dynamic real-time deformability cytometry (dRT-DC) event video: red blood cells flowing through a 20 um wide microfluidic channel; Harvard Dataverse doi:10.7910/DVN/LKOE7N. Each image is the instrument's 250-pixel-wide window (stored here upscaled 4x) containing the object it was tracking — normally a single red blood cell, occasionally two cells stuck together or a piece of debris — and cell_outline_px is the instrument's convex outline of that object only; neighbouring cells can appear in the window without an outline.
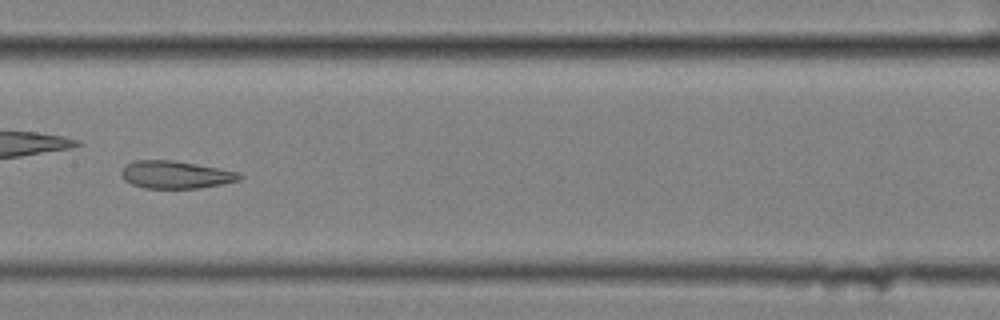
{"species": "common noctule bat (a hibernating species)", "species_latin": "Nyctalus noctula", "temperature_condition": "cold", "stored_images_in_passage": 48, "camera_frame_rate_fps": 3000, "um_per_image_px": 0.085, "animal": {"sex": "female", "body_mass_g": 25.1}, "frame": {"image": 1, "passage_image": 28, "time_ms": 9.0, "image_size_px": [1000, 320], "cell_outline_px": [[244, 176], [240, 180], [224, 184], [200, 188], [144, 188], [132, 184], [124, 180], [120, 176], [120, 172], [128, 164], [136, 160], [172, 160], [196, 164], [240, 172]], "centroid_in_image_um": [14.96, 14.86], "position_along_channel_um": 192.4, "area_um2": 19.07}}
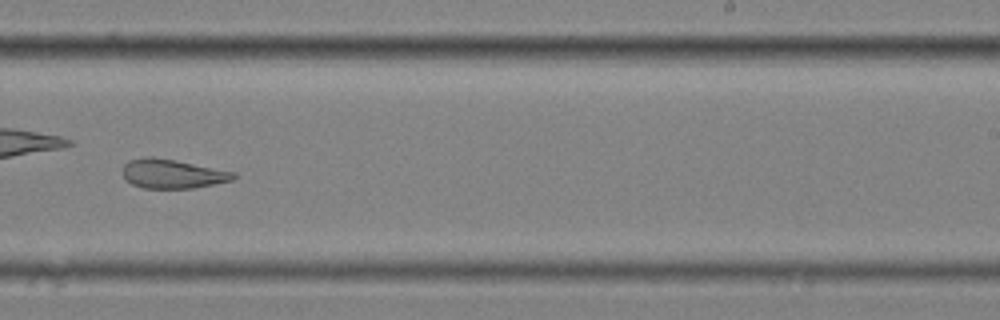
{"frame": {"image": 2, "passage_image": 35, "time_ms": 11.333, "image_size_px": [1000, 320], "cell_outline_px": [[236, 176], [232, 180], [192, 188], [144, 188], [132, 184], [124, 180], [120, 172], [124, 164], [128, 160], [152, 156], [176, 160], [236, 172]], "centroid_in_image_um": [14.59, 14.76], "position_along_channel_um": 274.4, "area_um2": 18.96}, "authors_computed_cell_mechanics": {"area_um2": 22.4264, "velocity_mm_per_s": 3.5152, "shape_relaxation_time_tau1_ms": null, "shape_relaxation_time_tau2_ms": 3.6964, "deformation_change_tau1": null, "deformation_change_tau2": 0.1299}}